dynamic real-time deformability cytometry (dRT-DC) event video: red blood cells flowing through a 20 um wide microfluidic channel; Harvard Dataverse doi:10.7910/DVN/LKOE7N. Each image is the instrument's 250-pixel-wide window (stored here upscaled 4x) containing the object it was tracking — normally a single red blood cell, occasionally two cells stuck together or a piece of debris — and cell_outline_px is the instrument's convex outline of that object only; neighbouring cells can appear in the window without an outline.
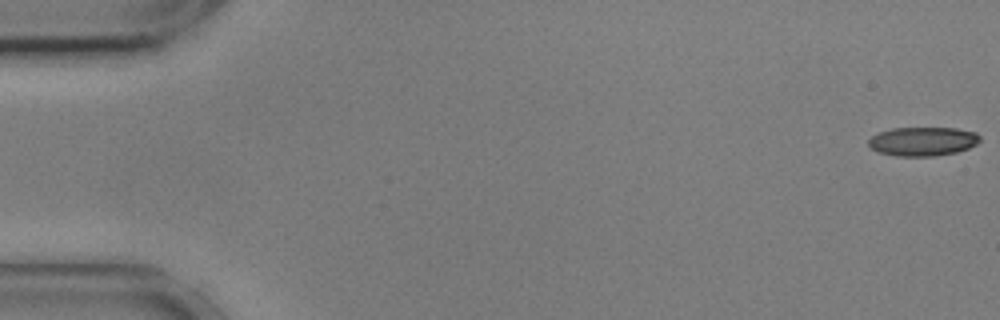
{"species": "common noctule bat (a hibernating species)", "species_latin": "Nyctalus noctula", "temperature_condition": "cold", "stored_images_in_passage": 56, "camera_frame_rate_fps": 3000, "um_per_image_px": 0.085, "animal": {"sex": "male", "body_mass_g": 17.9, "forearm_length_mm": 54.2}, "frame": {"image": 1, "passage_image": 1, "time_ms": 0.0, "image_size_px": [1000, 320], "cell_outline_px": [[980, 140], [976, 144], [968, 148], [956, 152], [936, 156], [896, 156], [880, 152], [872, 148], [868, 144], [868, 140], [872, 136], [880, 132], [892, 128], [956, 128], [976, 132], [980, 136]], "centroid_in_image_um": [78.45, 12.01], "position_along_channel_um": 6.5, "area_um2": 18.73}}
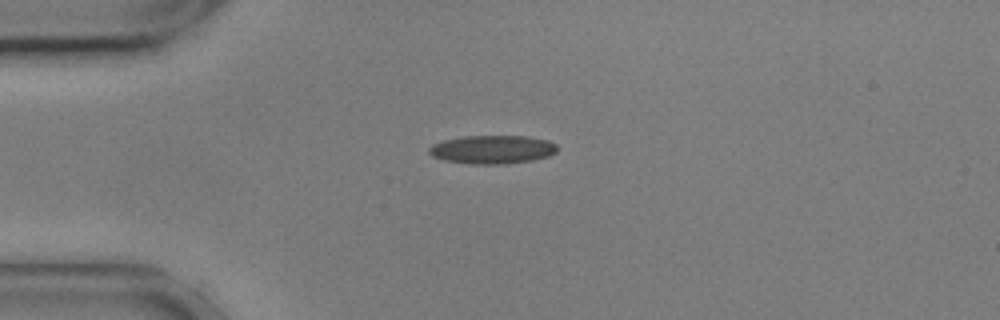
{"frame": {"image": 2, "passage_image": 14, "time_ms": 4.333, "image_size_px": [1000, 320], "cell_outline_px": [[556, 152], [548, 156], [532, 160], [508, 164], [472, 164], [444, 160], [432, 156], [428, 152], [428, 148], [432, 144], [444, 140], [464, 136], [524, 136], [548, 140], [556, 144]], "centroid_in_image_um": [41.83, 12.71], "position_along_channel_um": 43.2, "area_um2": 21.27}}
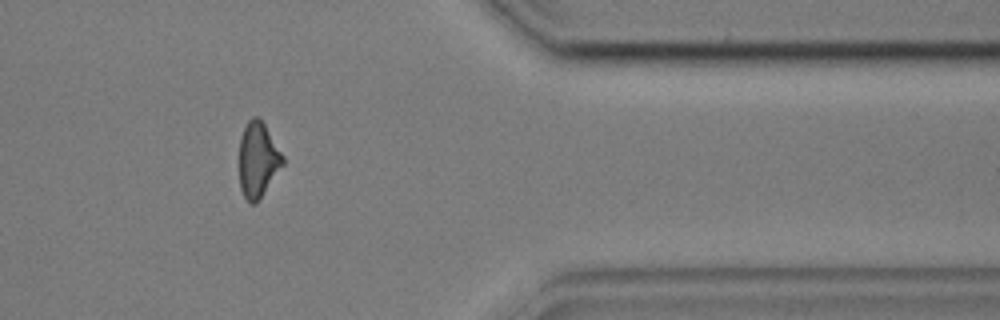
{"frame": {"image": 3, "passage_image": 46, "time_ms": 15.0, "image_size_px": [1000, 320], "cell_outline_px": [[284, 164], [260, 200], [256, 204], [248, 204], [240, 188], [240, 136], [248, 120], [252, 116], [256, 116], [264, 124], [284, 156]], "centroid_in_image_um": [21.93, 13.63], "position_along_channel_um": 389.5, "area_um2": 19.19}, "authors_computed_cell_mechanics": {"area_um2": 19.8254, "velocity_mm_per_s": 3.6165, "shape_relaxation_time_tau1_ms": 2.6561, "shape_relaxation_time_tau2_ms": 2.7494, "deformation_change_tau1": 0.124, "deformation_change_tau2": 0.1142}}